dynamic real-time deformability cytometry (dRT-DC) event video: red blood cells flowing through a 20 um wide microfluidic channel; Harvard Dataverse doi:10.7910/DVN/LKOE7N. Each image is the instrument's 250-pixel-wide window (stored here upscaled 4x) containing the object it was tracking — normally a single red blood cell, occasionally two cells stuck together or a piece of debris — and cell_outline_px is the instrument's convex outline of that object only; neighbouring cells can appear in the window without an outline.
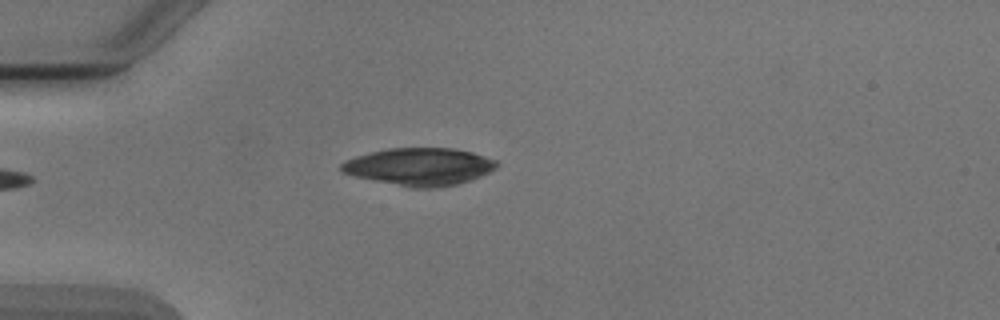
{"species": "Egyptian fruit bat (a non-hibernating species)", "species_latin": "Rousettus aegyptiacus", "temperature_condition": "cold", "stored_images_in_passage": 2, "camera_frame_rate_fps": 3000, "um_per_image_px": 0.085, "animal": {"sex": "male"}, "frame": {"image": 1, "passage_image": 2, "time_ms": 1.0, "image_size_px": [1000, 320], "cell_outline_px": [[500, 164], [496, 168], [480, 176], [456, 184], [432, 188], [412, 188], [356, 176], [344, 172], [340, 168], [340, 164], [344, 160], [356, 156], [388, 148], [452, 148], [472, 152], [496, 160]], "centroid_in_image_um": [35.66, 14.15], "position_along_channel_um": 49.3, "area_um2": 33.58}}